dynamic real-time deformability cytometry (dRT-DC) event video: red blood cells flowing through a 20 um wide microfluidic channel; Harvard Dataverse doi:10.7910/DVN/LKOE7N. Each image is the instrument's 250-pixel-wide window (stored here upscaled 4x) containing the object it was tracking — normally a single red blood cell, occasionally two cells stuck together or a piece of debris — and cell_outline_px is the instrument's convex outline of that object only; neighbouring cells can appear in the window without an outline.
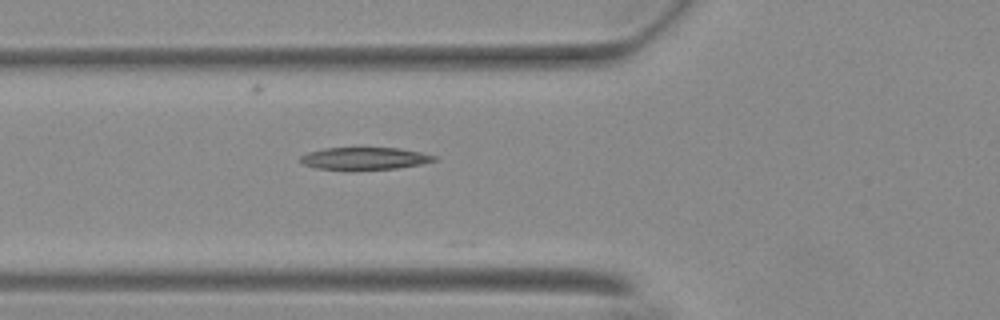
{"species": "Egyptian fruit bat (a non-hibernating species)", "species_latin": "Rousettus aegyptiacus", "temperature_condition": "warm", "stored_images_in_passage": 10, "camera_frame_rate_fps": 3000, "um_per_image_px": 0.085, "animal": {"sex": "female"}, "frame": {"image": 1, "passage_image": 7, "time_ms": 2.0, "image_size_px": [1000, 320], "cell_outline_px": [[440, 156], [436, 160], [424, 164], [396, 168], [348, 172], [344, 172], [316, 168], [304, 164], [300, 160], [300, 156], [308, 152], [324, 148], [400, 148]], "centroid_in_image_um": [30.99, 13.5], "position_along_channel_um": 94.8, "area_um2": 18.15}}